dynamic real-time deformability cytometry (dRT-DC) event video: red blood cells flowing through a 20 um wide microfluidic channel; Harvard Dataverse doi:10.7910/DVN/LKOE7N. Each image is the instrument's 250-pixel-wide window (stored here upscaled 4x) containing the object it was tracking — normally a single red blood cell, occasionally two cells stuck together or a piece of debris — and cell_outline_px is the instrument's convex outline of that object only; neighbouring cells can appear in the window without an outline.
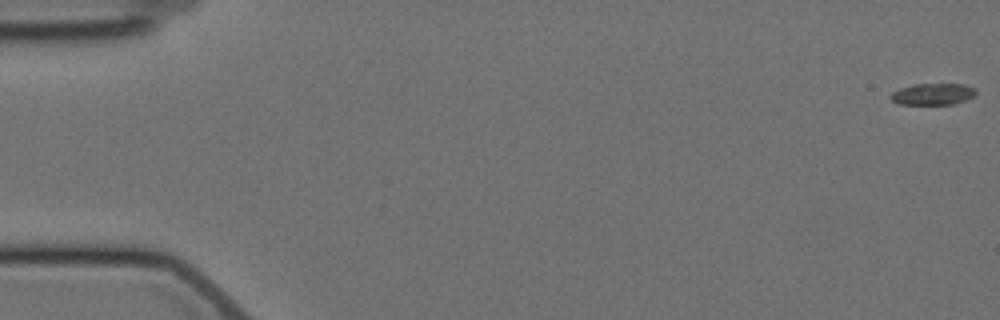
{"species": "Egyptian fruit bat (a non-hibernating species)", "species_latin": "Rousettus aegyptiacus", "temperature_condition": "cold", "stored_images_in_passage": 53, "camera_frame_rate_fps": 3000, "um_per_image_px": 0.085, "animal": {"sex": "female"}, "frame": {"image": 1, "passage_image": 1, "time_ms": 0.0, "image_size_px": [1000, 320], "cell_outline_px": [[976, 92], [972, 96], [964, 100], [952, 104], [896, 104], [888, 96], [892, 92], [900, 88], [916, 84], [964, 84], [976, 88]], "centroid_in_image_um": [79.25, 7.99], "position_along_channel_um": 5.7, "area_um2": 10.64}}
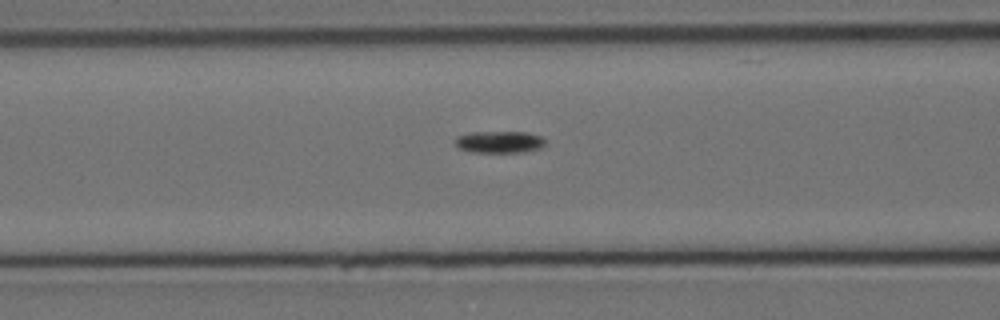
{"frame": {"image": 2, "passage_image": 24, "time_ms": 7.667, "image_size_px": [1000, 320], "cell_outline_px": [[544, 144], [540, 148], [524, 152], [468, 152], [460, 148], [456, 144], [456, 136], [472, 132], [524, 132], [540, 136], [544, 140]], "centroid_in_image_um": [42.42, 12.07], "position_along_channel_um": 124.2, "area_um2": 11.39}}
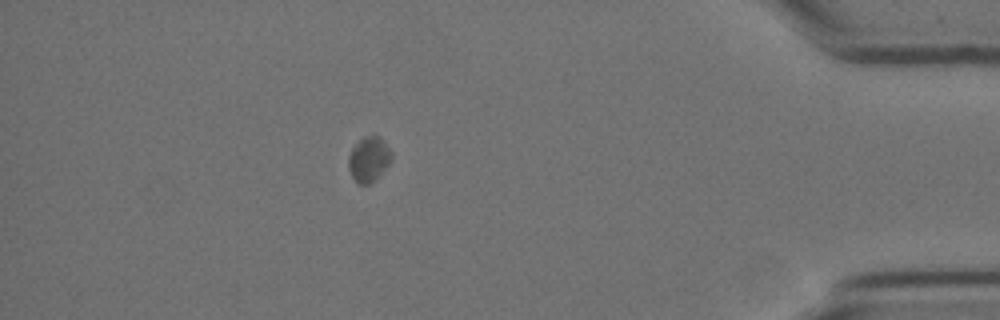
{"frame": {"image": 3, "passage_image": 52, "time_ms": 17.0, "image_size_px": [1000, 320], "cell_outline_px": [[392, 160], [376, 180], [372, 184], [356, 184], [348, 168], [348, 156], [352, 148], [364, 136], [380, 136], [392, 152]], "centroid_in_image_um": [31.35, 13.56], "position_along_channel_um": 403.8, "area_um2": 11.44}}